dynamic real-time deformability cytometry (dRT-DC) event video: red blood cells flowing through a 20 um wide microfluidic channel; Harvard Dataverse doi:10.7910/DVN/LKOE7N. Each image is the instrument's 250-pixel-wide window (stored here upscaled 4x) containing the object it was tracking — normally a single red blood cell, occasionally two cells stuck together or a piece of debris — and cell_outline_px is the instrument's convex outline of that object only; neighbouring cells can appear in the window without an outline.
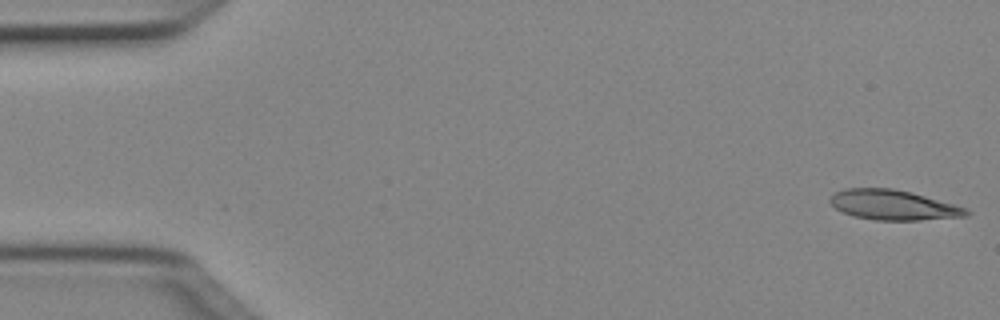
{"species": "Egyptian fruit bat (a non-hibernating species)", "species_latin": "Rousettus aegyptiacus", "temperature_condition": "cold", "stored_images_in_passage": 49, "camera_frame_rate_fps": 3000, "um_per_image_px": 0.085, "animal": {"sex": "female"}, "frame": {"image": 1, "passage_image": 1, "time_ms": 0.0, "image_size_px": [1000, 320], "cell_outline_px": [[972, 212], [968, 216], [920, 220], [876, 220], [852, 216], [836, 208], [828, 200], [836, 192], [844, 188], [892, 188], [912, 192], [968, 208]], "centroid_in_image_um": [75.97, 17.42], "position_along_channel_um": 9.0, "area_um2": 23.87}}
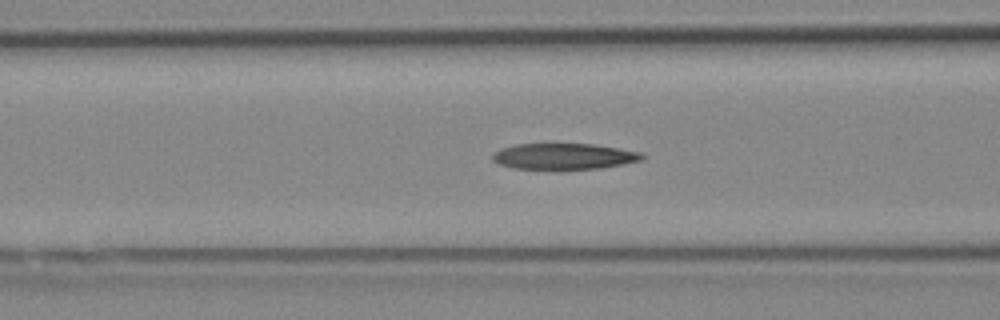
{"frame": {"image": 2, "passage_image": 19, "time_ms": 6.0, "image_size_px": [1000, 320], "cell_outline_px": [[648, 156], [644, 160], [624, 164], [600, 168], [512, 168], [500, 164], [492, 160], [492, 152], [500, 148], [516, 144], [592, 144], [640, 152]], "centroid_in_image_um": [47.94, 13.28], "position_along_channel_um": 118.7, "area_um2": 22.48}}
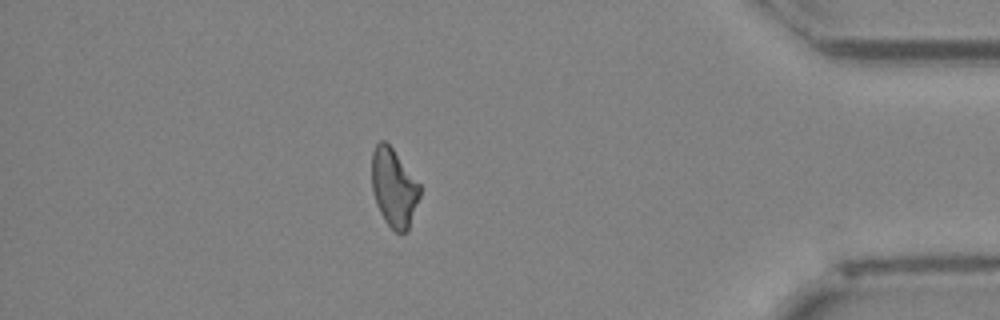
{"frame": {"image": 3, "passage_image": 43, "time_ms": 14.0, "image_size_px": [1000, 320], "cell_outline_px": [[420, 196], [408, 232], [396, 232], [384, 220], [376, 204], [372, 192], [372, 152], [376, 144], [380, 140], [384, 140], [392, 148], [420, 184]], "centroid_in_image_um": [33.47, 15.97], "position_along_channel_um": 401.7, "area_um2": 21.91}}